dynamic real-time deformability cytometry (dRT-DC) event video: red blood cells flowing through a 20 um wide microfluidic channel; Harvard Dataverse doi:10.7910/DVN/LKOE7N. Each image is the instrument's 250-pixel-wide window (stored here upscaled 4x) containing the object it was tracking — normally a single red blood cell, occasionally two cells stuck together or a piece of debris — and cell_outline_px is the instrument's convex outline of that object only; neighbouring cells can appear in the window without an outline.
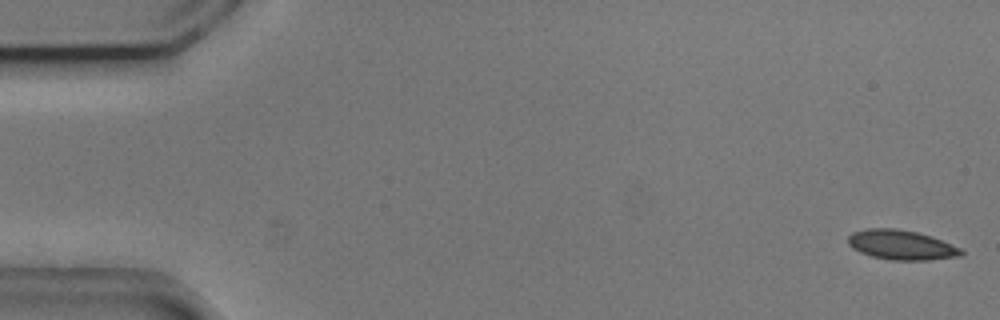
{"species": "common noctule bat (a hibernating species)", "species_latin": "Nyctalus noctula", "temperature_condition": "cold", "stored_images_in_passage": 54, "camera_frame_rate_fps": 3000, "um_per_image_px": 0.085, "animal": {"sex": "male", "body_mass_g": 20.5, "forearm_length_mm": 52.5}, "frame": {"image": 1, "passage_image": 1, "time_ms": 0.0, "image_size_px": [1000, 320], "cell_outline_px": [[964, 252], [960, 256], [928, 260], [892, 260], [872, 256], [860, 252], [852, 248], [848, 244], [848, 236], [852, 232], [864, 228], [896, 228], [916, 232], [940, 240], [960, 248]], "centroid_in_image_um": [76.55, 20.81], "position_along_channel_um": 8.4, "area_um2": 19.42}}
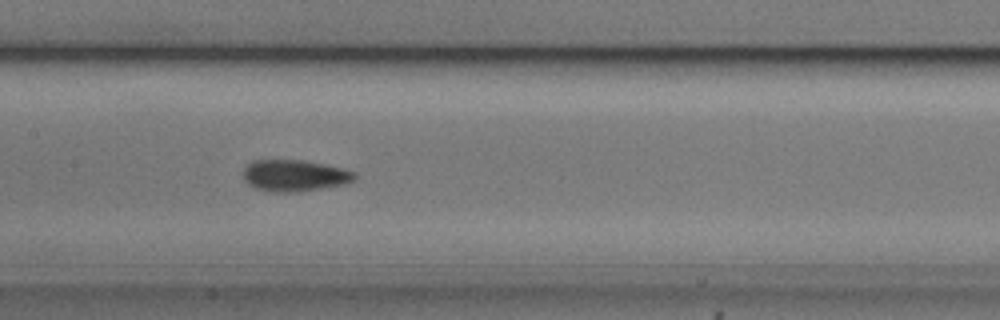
{"frame": {"image": 2, "passage_image": 26, "time_ms": 8.333, "image_size_px": [1000, 320], "cell_outline_px": [[356, 180], [344, 184], [300, 192], [272, 192], [256, 188], [248, 184], [244, 180], [244, 168], [252, 160], [304, 160], [324, 164], [356, 172]], "centroid_in_image_um": [25.04, 14.92], "position_along_channel_um": 182.4, "area_um2": 20.52}}
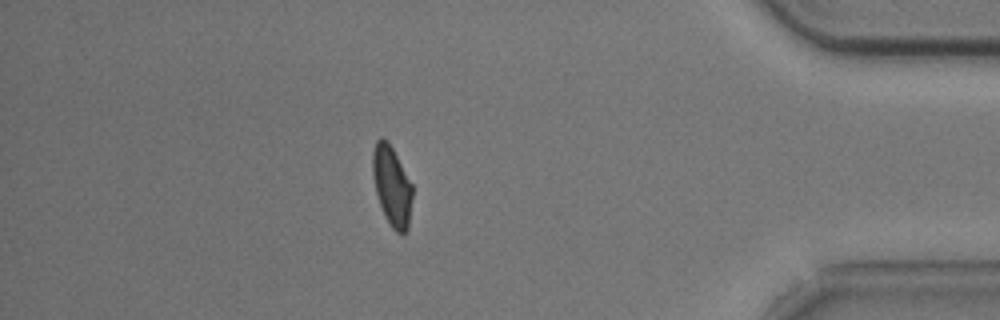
{"frame": {"image": 3, "passage_image": 47, "time_ms": 15.333, "image_size_px": [1000, 320], "cell_outline_px": [[412, 196], [408, 228], [400, 236], [392, 228], [384, 216], [376, 192], [372, 176], [372, 152], [376, 140], [380, 136], [384, 136], [388, 140], [412, 184]], "centroid_in_image_um": [33.29, 15.78], "position_along_channel_um": 401.9, "area_um2": 18.67}, "authors_computed_cell_mechanics": {"area_um2": 19.5653, "velocity_mm_per_s": 3.7091, "shape_relaxation_time_tau1_ms": 3.3581, "shape_relaxation_time_tau2_ms": 1.8685, "deformation_change_tau1": 0.1005, "deformation_change_tau2": 0.05}}